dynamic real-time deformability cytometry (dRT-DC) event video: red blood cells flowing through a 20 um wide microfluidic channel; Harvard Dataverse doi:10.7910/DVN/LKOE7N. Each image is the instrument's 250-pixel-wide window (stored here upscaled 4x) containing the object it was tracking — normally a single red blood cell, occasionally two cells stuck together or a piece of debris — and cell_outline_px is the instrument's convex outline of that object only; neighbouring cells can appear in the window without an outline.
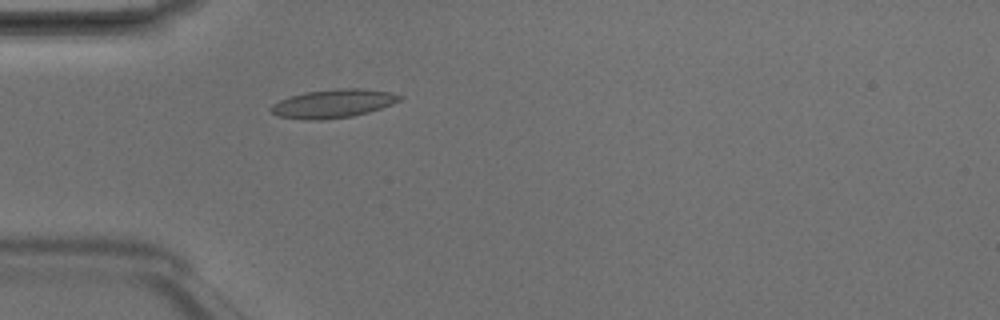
{"species": "Egyptian fruit bat (a non-hibernating species)", "species_latin": "Rousettus aegyptiacus", "temperature_condition": "room temperature", "stored_images_in_passage": 3, "camera_frame_rate_fps": 3000, "um_per_image_px": 0.085, "animal": {"sex": "male"}, "frame": {"image": 1, "passage_image": 3, "time_ms": 0.667, "image_size_px": [1000, 320], "cell_outline_px": [[404, 96], [400, 100], [392, 104], [368, 112], [352, 116], [320, 120], [304, 120], [276, 116], [268, 108], [272, 104], [280, 100], [304, 92], [336, 88], [360, 88], [392, 92]], "centroid_in_image_um": [28.3, 8.8], "position_along_channel_um": 56.7, "area_um2": 21.5}}